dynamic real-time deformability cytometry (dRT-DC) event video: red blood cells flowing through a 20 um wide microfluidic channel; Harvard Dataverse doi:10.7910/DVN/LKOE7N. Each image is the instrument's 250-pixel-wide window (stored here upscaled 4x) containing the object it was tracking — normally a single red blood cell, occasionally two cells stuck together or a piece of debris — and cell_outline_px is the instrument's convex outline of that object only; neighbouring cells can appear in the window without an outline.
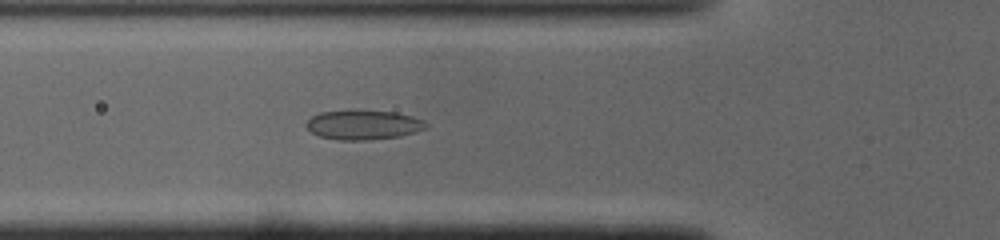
{"species": "common noctule bat (a hibernating species)", "species_latin": "Nyctalus noctula", "temperature_condition": "cold", "stored_images_in_passage": 40, "camera_frame_rate_fps": 3000, "um_per_image_px": 0.085, "animal": {"sex": "male", "body_mass_g": 19.0, "forearm_length_mm": 50.8}, "frame": {"image": 1, "passage_image": 13, "time_ms": 4.0, "image_size_px": [1000, 240], "cell_outline_px": [[428, 128], [416, 132], [400, 136], [368, 140], [340, 140], [320, 136], [312, 132], [304, 124], [312, 116], [320, 112], [356, 108], [396, 112], [412, 116], [424, 120], [428, 124]], "centroid_in_image_um": [30.91, 10.57], "position_along_channel_um": 94.9, "area_um2": 21.21}}
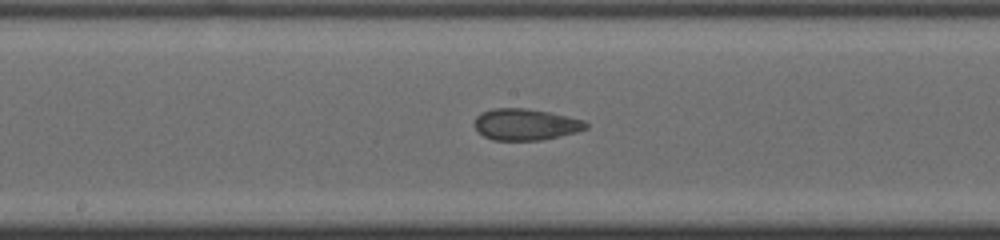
{"frame": {"image": 2, "passage_image": 21, "time_ms": 6.667, "image_size_px": [1000, 240], "cell_outline_px": [[588, 128], [576, 132], [540, 140], [492, 140], [484, 136], [476, 128], [476, 116], [480, 112], [492, 108], [524, 108], [548, 112], [584, 120], [588, 124]], "centroid_in_image_um": [44.67, 10.57], "position_along_channel_um": 203.5, "area_um2": 20.23}}
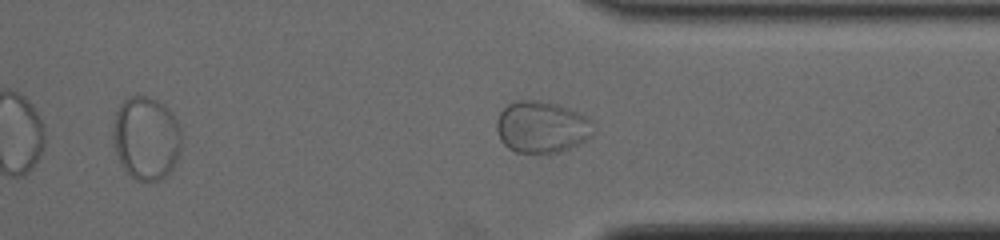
{"frame": {"image": 3, "passage_image": 33, "time_ms": 10.667, "image_size_px": [1000, 240], "cell_outline_px": [[596, 132], [584, 140], [560, 152], [516, 152], [508, 148], [500, 140], [496, 128], [496, 120], [500, 112], [508, 104], [516, 100], [536, 100], [556, 104], [568, 108], [592, 120]], "centroid_in_image_um": [46.03, 10.79], "position_along_channel_um": 365.4, "area_um2": 29.02}}